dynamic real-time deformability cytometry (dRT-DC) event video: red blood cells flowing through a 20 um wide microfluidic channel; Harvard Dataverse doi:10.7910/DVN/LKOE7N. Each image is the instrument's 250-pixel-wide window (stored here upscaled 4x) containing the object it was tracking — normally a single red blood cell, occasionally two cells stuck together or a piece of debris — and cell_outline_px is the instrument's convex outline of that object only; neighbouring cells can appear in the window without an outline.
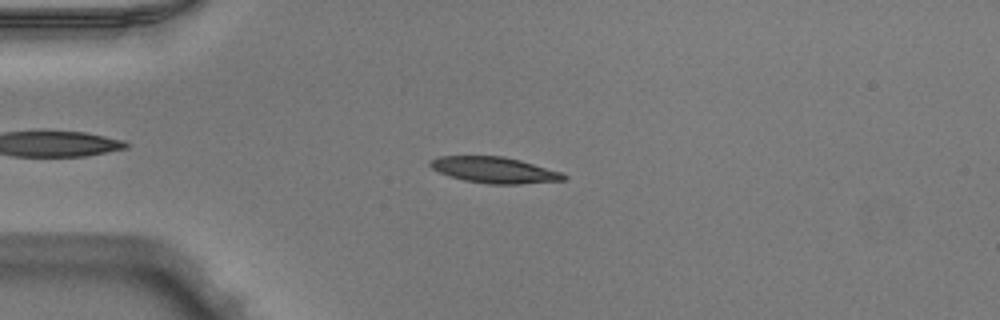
{"species": "Egyptian fruit bat (a non-hibernating species)", "species_latin": "Rousettus aegyptiacus", "temperature_condition": "warm", "stored_images_in_passage": 49, "camera_frame_rate_fps": 3000, "um_per_image_px": 0.085, "animal": {"sex": "male"}, "frame": {"image": 1, "passage_image": 11, "time_ms": 3.333, "image_size_px": [1000, 320], "cell_outline_px": [[568, 180], [520, 184], [488, 184], [464, 180], [448, 176], [432, 168], [428, 164], [428, 160], [440, 156], [504, 156], [520, 160], [560, 172], [568, 176]], "centroid_in_image_um": [42.01, 14.45], "position_along_channel_um": 43.0, "area_um2": 20.35}}
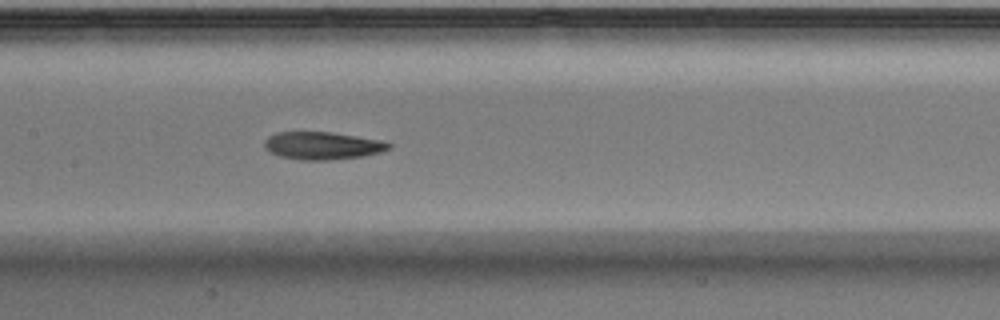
{"frame": {"image": 2, "passage_image": 23, "time_ms": 7.333, "image_size_px": [1000, 320], "cell_outline_px": [[392, 148], [380, 152], [364, 156], [332, 160], [300, 160], [280, 156], [264, 148], [264, 140], [268, 136], [276, 132], [332, 132], [380, 140], [392, 144]], "centroid_in_image_um": [27.41, 12.38], "position_along_channel_um": 180.0, "area_um2": 20.11}}
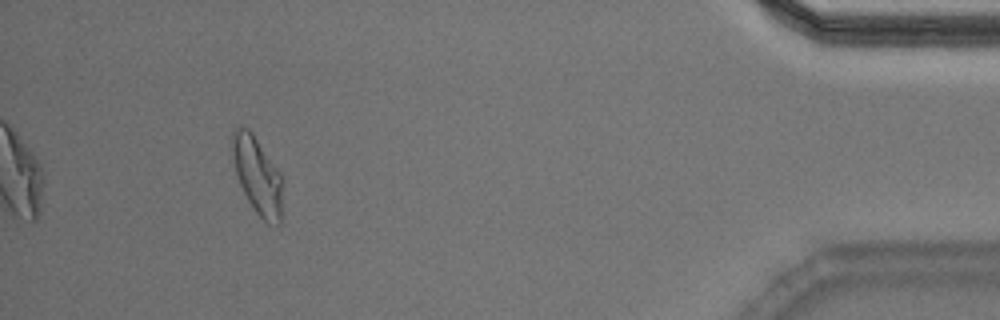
{"frame": {"image": 3, "passage_image": 45, "time_ms": 14.667, "image_size_px": [1000, 320], "cell_outline_px": [[280, 224], [268, 224], [256, 212], [248, 200], [240, 184], [236, 172], [232, 152], [232, 132], [240, 124], [248, 128], [252, 132], [280, 172]], "centroid_in_image_um": [21.84, 14.86], "position_along_channel_um": 413.4, "area_um2": 21.96}, "authors_computed_cell_mechanics": {"area_um2": 20.1722, "velocity_mm_per_s": 4.0033, "shape_relaxation_time_tau1_ms": null, "shape_relaxation_time_tau2_ms": 2.3021, "deformation_change_tau1": null, "deformation_change_tau2": 0.0863}}